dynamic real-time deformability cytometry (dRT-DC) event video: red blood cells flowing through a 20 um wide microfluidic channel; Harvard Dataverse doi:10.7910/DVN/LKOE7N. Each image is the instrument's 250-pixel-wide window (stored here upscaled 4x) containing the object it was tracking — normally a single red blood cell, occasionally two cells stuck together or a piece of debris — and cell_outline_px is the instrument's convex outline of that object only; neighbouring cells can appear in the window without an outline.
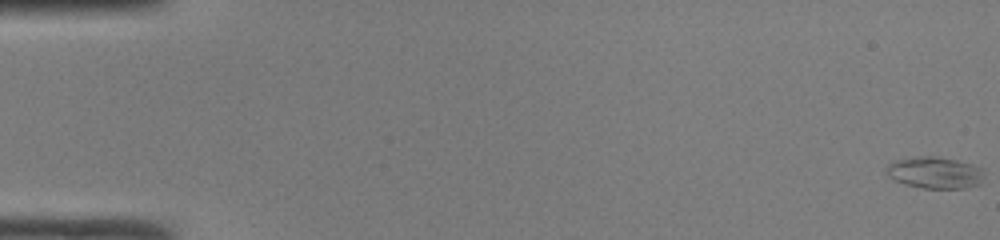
{"species": "common noctule bat (a hibernating species)", "species_latin": "Nyctalus noctula", "temperature_condition": "room temperature", "stored_images_in_passage": 50, "camera_frame_rate_fps": 3000, "um_per_image_px": 0.085, "animal": {"sex": "male", "body_mass_g": 19.0, "forearm_length_mm": 50.8}, "frame": {"image": 1, "passage_image": 1, "time_ms": 0.0, "image_size_px": [1000, 240], "cell_outline_px": [[984, 172], [980, 184], [964, 188], [924, 188], [904, 184], [892, 180], [884, 172], [884, 168], [892, 160], [916, 156], [936, 156], [956, 160], [972, 164], [984, 168]], "centroid_in_image_um": [79.41, 14.66], "position_along_channel_um": 5.6, "area_um2": 18.44}}
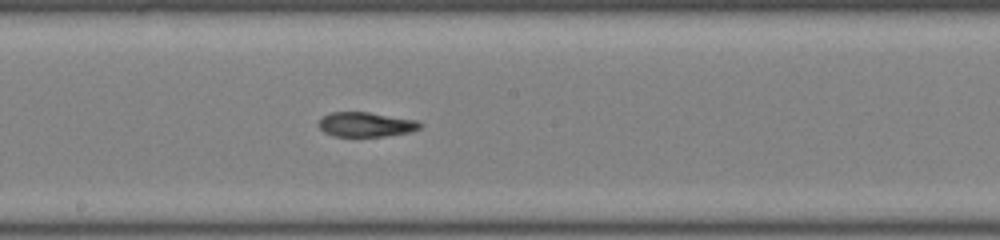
{"frame": {"image": 2, "passage_image": 28, "time_ms": 9.0, "image_size_px": [1000, 240], "cell_outline_px": [[424, 124], [420, 128], [408, 132], [384, 136], [332, 136], [324, 132], [316, 124], [320, 116], [332, 112], [368, 112], [416, 120]], "centroid_in_image_um": [31.04, 10.57], "position_along_channel_um": 217.2, "area_um2": 14.62}}
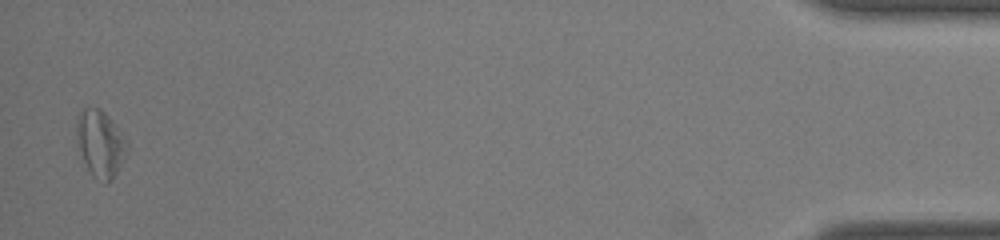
{"frame": {"image": 3, "passage_image": 49, "time_ms": 16.0, "image_size_px": [1000, 240], "cell_outline_px": [[128, 152], [112, 180], [104, 184], [96, 180], [92, 176], [84, 160], [76, 140], [76, 124], [80, 112], [84, 108], [100, 108], [112, 120], [128, 140]], "centroid_in_image_um": [8.55, 12.23], "position_along_channel_um": 426.6, "area_um2": 19.77}, "authors_computed_cell_mechanics": {"area_um2": 16.0395, "velocity_mm_per_s": 4.2153, "shape_relaxation_time_tau1_ms": null, "shape_relaxation_time_tau2_ms": 8.964, "deformation_change_tau1": null, "deformation_change_tau2": 0.241}}